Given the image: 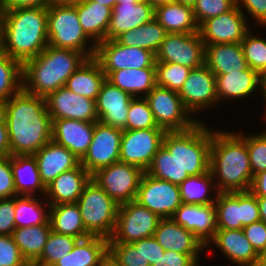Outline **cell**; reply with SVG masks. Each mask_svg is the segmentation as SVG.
Returning <instances> with one entry per match:
<instances>
[{"mask_svg": "<svg viewBox=\"0 0 266 266\" xmlns=\"http://www.w3.org/2000/svg\"><path fill=\"white\" fill-rule=\"evenodd\" d=\"M123 130L95 122L92 141L80 164L93 175L119 161Z\"/></svg>", "mask_w": 266, "mask_h": 266, "instance_id": "obj_17", "label": "cell"}, {"mask_svg": "<svg viewBox=\"0 0 266 266\" xmlns=\"http://www.w3.org/2000/svg\"><path fill=\"white\" fill-rule=\"evenodd\" d=\"M87 59L84 53L48 45L38 56L22 64V89L46 98L64 87Z\"/></svg>", "mask_w": 266, "mask_h": 266, "instance_id": "obj_4", "label": "cell"}, {"mask_svg": "<svg viewBox=\"0 0 266 266\" xmlns=\"http://www.w3.org/2000/svg\"><path fill=\"white\" fill-rule=\"evenodd\" d=\"M15 197L0 199V235H12L15 224Z\"/></svg>", "mask_w": 266, "mask_h": 266, "instance_id": "obj_55", "label": "cell"}, {"mask_svg": "<svg viewBox=\"0 0 266 266\" xmlns=\"http://www.w3.org/2000/svg\"><path fill=\"white\" fill-rule=\"evenodd\" d=\"M91 179L92 175L79 164L74 169L62 172L46 187L45 200L49 205L77 203Z\"/></svg>", "mask_w": 266, "mask_h": 266, "instance_id": "obj_27", "label": "cell"}, {"mask_svg": "<svg viewBox=\"0 0 266 266\" xmlns=\"http://www.w3.org/2000/svg\"><path fill=\"white\" fill-rule=\"evenodd\" d=\"M256 266H266V255H262L259 258V261L257 262Z\"/></svg>", "mask_w": 266, "mask_h": 266, "instance_id": "obj_67", "label": "cell"}, {"mask_svg": "<svg viewBox=\"0 0 266 266\" xmlns=\"http://www.w3.org/2000/svg\"><path fill=\"white\" fill-rule=\"evenodd\" d=\"M144 171L135 165L117 161L99 169L92 179L118 205L135 201Z\"/></svg>", "mask_w": 266, "mask_h": 266, "instance_id": "obj_11", "label": "cell"}, {"mask_svg": "<svg viewBox=\"0 0 266 266\" xmlns=\"http://www.w3.org/2000/svg\"><path fill=\"white\" fill-rule=\"evenodd\" d=\"M145 99L158 127L166 132L186 131L198 123L184 107L178 92L156 85Z\"/></svg>", "mask_w": 266, "mask_h": 266, "instance_id": "obj_9", "label": "cell"}, {"mask_svg": "<svg viewBox=\"0 0 266 266\" xmlns=\"http://www.w3.org/2000/svg\"><path fill=\"white\" fill-rule=\"evenodd\" d=\"M90 1H95L98 2L101 5H106L113 9L114 5L116 4V0H90Z\"/></svg>", "mask_w": 266, "mask_h": 266, "instance_id": "obj_65", "label": "cell"}, {"mask_svg": "<svg viewBox=\"0 0 266 266\" xmlns=\"http://www.w3.org/2000/svg\"><path fill=\"white\" fill-rule=\"evenodd\" d=\"M246 238L251 242L255 251L260 255H266V223L257 221L243 227Z\"/></svg>", "mask_w": 266, "mask_h": 266, "instance_id": "obj_53", "label": "cell"}, {"mask_svg": "<svg viewBox=\"0 0 266 266\" xmlns=\"http://www.w3.org/2000/svg\"><path fill=\"white\" fill-rule=\"evenodd\" d=\"M36 196L15 197L16 228L36 226L49 220V203L45 197L41 196L39 199L37 194Z\"/></svg>", "mask_w": 266, "mask_h": 266, "instance_id": "obj_40", "label": "cell"}, {"mask_svg": "<svg viewBox=\"0 0 266 266\" xmlns=\"http://www.w3.org/2000/svg\"><path fill=\"white\" fill-rule=\"evenodd\" d=\"M75 9L86 35L96 45L106 40L112 9L90 0L75 4Z\"/></svg>", "mask_w": 266, "mask_h": 266, "instance_id": "obj_31", "label": "cell"}, {"mask_svg": "<svg viewBox=\"0 0 266 266\" xmlns=\"http://www.w3.org/2000/svg\"><path fill=\"white\" fill-rule=\"evenodd\" d=\"M95 122L76 119L52 120V141L66 147L80 160L92 141Z\"/></svg>", "mask_w": 266, "mask_h": 266, "instance_id": "obj_22", "label": "cell"}, {"mask_svg": "<svg viewBox=\"0 0 266 266\" xmlns=\"http://www.w3.org/2000/svg\"><path fill=\"white\" fill-rule=\"evenodd\" d=\"M172 219L190 230L204 244L213 238L216 227L215 205L181 204Z\"/></svg>", "mask_w": 266, "mask_h": 266, "instance_id": "obj_23", "label": "cell"}, {"mask_svg": "<svg viewBox=\"0 0 266 266\" xmlns=\"http://www.w3.org/2000/svg\"><path fill=\"white\" fill-rule=\"evenodd\" d=\"M145 172L156 179L169 181L179 186L177 160L163 145L158 149Z\"/></svg>", "mask_w": 266, "mask_h": 266, "instance_id": "obj_45", "label": "cell"}, {"mask_svg": "<svg viewBox=\"0 0 266 266\" xmlns=\"http://www.w3.org/2000/svg\"><path fill=\"white\" fill-rule=\"evenodd\" d=\"M37 162L40 178L47 187L62 172L76 168L80 159L66 147L54 141L45 144L33 155Z\"/></svg>", "mask_w": 266, "mask_h": 266, "instance_id": "obj_25", "label": "cell"}, {"mask_svg": "<svg viewBox=\"0 0 266 266\" xmlns=\"http://www.w3.org/2000/svg\"><path fill=\"white\" fill-rule=\"evenodd\" d=\"M108 252L120 266H150L142 254V239L133 243H108Z\"/></svg>", "mask_w": 266, "mask_h": 266, "instance_id": "obj_47", "label": "cell"}, {"mask_svg": "<svg viewBox=\"0 0 266 266\" xmlns=\"http://www.w3.org/2000/svg\"><path fill=\"white\" fill-rule=\"evenodd\" d=\"M160 219L137 201L119 205L115 228L108 243H133L154 236Z\"/></svg>", "mask_w": 266, "mask_h": 266, "instance_id": "obj_10", "label": "cell"}, {"mask_svg": "<svg viewBox=\"0 0 266 266\" xmlns=\"http://www.w3.org/2000/svg\"><path fill=\"white\" fill-rule=\"evenodd\" d=\"M259 93L265 102L263 107H266V71L260 74ZM265 111H266V108L264 112Z\"/></svg>", "mask_w": 266, "mask_h": 266, "instance_id": "obj_60", "label": "cell"}, {"mask_svg": "<svg viewBox=\"0 0 266 266\" xmlns=\"http://www.w3.org/2000/svg\"><path fill=\"white\" fill-rule=\"evenodd\" d=\"M245 135V142L249 153L250 167L253 177L266 171V130Z\"/></svg>", "mask_w": 266, "mask_h": 266, "instance_id": "obj_48", "label": "cell"}, {"mask_svg": "<svg viewBox=\"0 0 266 266\" xmlns=\"http://www.w3.org/2000/svg\"><path fill=\"white\" fill-rule=\"evenodd\" d=\"M214 205L217 229L239 230L261 220L257 197L251 191L218 193Z\"/></svg>", "mask_w": 266, "mask_h": 266, "instance_id": "obj_8", "label": "cell"}, {"mask_svg": "<svg viewBox=\"0 0 266 266\" xmlns=\"http://www.w3.org/2000/svg\"><path fill=\"white\" fill-rule=\"evenodd\" d=\"M167 32L154 18L138 28L128 30L119 35L116 40L125 46H136L156 54Z\"/></svg>", "mask_w": 266, "mask_h": 266, "instance_id": "obj_39", "label": "cell"}, {"mask_svg": "<svg viewBox=\"0 0 266 266\" xmlns=\"http://www.w3.org/2000/svg\"><path fill=\"white\" fill-rule=\"evenodd\" d=\"M251 30L252 28L245 34L240 44L248 67L261 74L266 71V39Z\"/></svg>", "mask_w": 266, "mask_h": 266, "instance_id": "obj_43", "label": "cell"}, {"mask_svg": "<svg viewBox=\"0 0 266 266\" xmlns=\"http://www.w3.org/2000/svg\"><path fill=\"white\" fill-rule=\"evenodd\" d=\"M154 19L167 33L199 32L193 8L175 1L157 6L154 9Z\"/></svg>", "mask_w": 266, "mask_h": 266, "instance_id": "obj_32", "label": "cell"}, {"mask_svg": "<svg viewBox=\"0 0 266 266\" xmlns=\"http://www.w3.org/2000/svg\"><path fill=\"white\" fill-rule=\"evenodd\" d=\"M154 9L147 1L116 3L112 9L106 40H115L122 33L138 28L154 18Z\"/></svg>", "mask_w": 266, "mask_h": 266, "instance_id": "obj_28", "label": "cell"}, {"mask_svg": "<svg viewBox=\"0 0 266 266\" xmlns=\"http://www.w3.org/2000/svg\"><path fill=\"white\" fill-rule=\"evenodd\" d=\"M47 110L52 120L76 119L98 122L96 100L70 91L65 86L50 93L45 98Z\"/></svg>", "mask_w": 266, "mask_h": 266, "instance_id": "obj_19", "label": "cell"}, {"mask_svg": "<svg viewBox=\"0 0 266 266\" xmlns=\"http://www.w3.org/2000/svg\"><path fill=\"white\" fill-rule=\"evenodd\" d=\"M155 59L195 69L205 64V44L199 32L167 33Z\"/></svg>", "mask_w": 266, "mask_h": 266, "instance_id": "obj_14", "label": "cell"}, {"mask_svg": "<svg viewBox=\"0 0 266 266\" xmlns=\"http://www.w3.org/2000/svg\"><path fill=\"white\" fill-rule=\"evenodd\" d=\"M205 65L215 76L248 68L240 43L205 44Z\"/></svg>", "mask_w": 266, "mask_h": 266, "instance_id": "obj_29", "label": "cell"}, {"mask_svg": "<svg viewBox=\"0 0 266 266\" xmlns=\"http://www.w3.org/2000/svg\"><path fill=\"white\" fill-rule=\"evenodd\" d=\"M84 1L85 0H52L53 3L60 5H75Z\"/></svg>", "mask_w": 266, "mask_h": 266, "instance_id": "obj_63", "label": "cell"}, {"mask_svg": "<svg viewBox=\"0 0 266 266\" xmlns=\"http://www.w3.org/2000/svg\"><path fill=\"white\" fill-rule=\"evenodd\" d=\"M236 0H197L193 5V14L198 26L209 18L231 10Z\"/></svg>", "mask_w": 266, "mask_h": 266, "instance_id": "obj_49", "label": "cell"}, {"mask_svg": "<svg viewBox=\"0 0 266 266\" xmlns=\"http://www.w3.org/2000/svg\"><path fill=\"white\" fill-rule=\"evenodd\" d=\"M175 2L181 3L186 6L193 7L197 0H174Z\"/></svg>", "mask_w": 266, "mask_h": 266, "instance_id": "obj_66", "label": "cell"}, {"mask_svg": "<svg viewBox=\"0 0 266 266\" xmlns=\"http://www.w3.org/2000/svg\"><path fill=\"white\" fill-rule=\"evenodd\" d=\"M48 45L72 49L93 58L96 44L86 35L79 22L75 5H60L51 2L47 6Z\"/></svg>", "mask_w": 266, "mask_h": 266, "instance_id": "obj_6", "label": "cell"}, {"mask_svg": "<svg viewBox=\"0 0 266 266\" xmlns=\"http://www.w3.org/2000/svg\"><path fill=\"white\" fill-rule=\"evenodd\" d=\"M164 251L154 236L142 239V254L150 266L156 264L160 256L164 255Z\"/></svg>", "mask_w": 266, "mask_h": 266, "instance_id": "obj_56", "label": "cell"}, {"mask_svg": "<svg viewBox=\"0 0 266 266\" xmlns=\"http://www.w3.org/2000/svg\"><path fill=\"white\" fill-rule=\"evenodd\" d=\"M250 191L256 197H266V171L254 176Z\"/></svg>", "mask_w": 266, "mask_h": 266, "instance_id": "obj_59", "label": "cell"}, {"mask_svg": "<svg viewBox=\"0 0 266 266\" xmlns=\"http://www.w3.org/2000/svg\"><path fill=\"white\" fill-rule=\"evenodd\" d=\"M216 94L219 106L226 101L244 100L259 92L260 74L248 67L244 71L216 75ZM258 91V92H257Z\"/></svg>", "mask_w": 266, "mask_h": 266, "instance_id": "obj_24", "label": "cell"}, {"mask_svg": "<svg viewBox=\"0 0 266 266\" xmlns=\"http://www.w3.org/2000/svg\"><path fill=\"white\" fill-rule=\"evenodd\" d=\"M178 95L186 110L198 122H202V119H198L196 113L199 116L200 112H207L210 109L212 111L219 105L216 94V77L205 64L191 70Z\"/></svg>", "mask_w": 266, "mask_h": 266, "instance_id": "obj_12", "label": "cell"}, {"mask_svg": "<svg viewBox=\"0 0 266 266\" xmlns=\"http://www.w3.org/2000/svg\"><path fill=\"white\" fill-rule=\"evenodd\" d=\"M52 0H1V11L26 7H47Z\"/></svg>", "mask_w": 266, "mask_h": 266, "instance_id": "obj_57", "label": "cell"}, {"mask_svg": "<svg viewBox=\"0 0 266 266\" xmlns=\"http://www.w3.org/2000/svg\"><path fill=\"white\" fill-rule=\"evenodd\" d=\"M11 168L17 196H35L40 192L39 197H45L46 187L33 155H11Z\"/></svg>", "mask_w": 266, "mask_h": 266, "instance_id": "obj_30", "label": "cell"}, {"mask_svg": "<svg viewBox=\"0 0 266 266\" xmlns=\"http://www.w3.org/2000/svg\"><path fill=\"white\" fill-rule=\"evenodd\" d=\"M147 1L153 8H156L157 6L173 2L174 0H145Z\"/></svg>", "mask_w": 266, "mask_h": 266, "instance_id": "obj_64", "label": "cell"}, {"mask_svg": "<svg viewBox=\"0 0 266 266\" xmlns=\"http://www.w3.org/2000/svg\"><path fill=\"white\" fill-rule=\"evenodd\" d=\"M108 253V239L90 236L77 241L72 251L53 266H97Z\"/></svg>", "mask_w": 266, "mask_h": 266, "instance_id": "obj_35", "label": "cell"}, {"mask_svg": "<svg viewBox=\"0 0 266 266\" xmlns=\"http://www.w3.org/2000/svg\"><path fill=\"white\" fill-rule=\"evenodd\" d=\"M246 16L235 5L231 10L204 21L199 34L204 44L240 43L252 28Z\"/></svg>", "mask_w": 266, "mask_h": 266, "instance_id": "obj_18", "label": "cell"}, {"mask_svg": "<svg viewBox=\"0 0 266 266\" xmlns=\"http://www.w3.org/2000/svg\"><path fill=\"white\" fill-rule=\"evenodd\" d=\"M97 266H120L119 263L108 252Z\"/></svg>", "mask_w": 266, "mask_h": 266, "instance_id": "obj_62", "label": "cell"}, {"mask_svg": "<svg viewBox=\"0 0 266 266\" xmlns=\"http://www.w3.org/2000/svg\"><path fill=\"white\" fill-rule=\"evenodd\" d=\"M236 6L248 21L252 18L253 26L266 28V0H236Z\"/></svg>", "mask_w": 266, "mask_h": 266, "instance_id": "obj_51", "label": "cell"}, {"mask_svg": "<svg viewBox=\"0 0 266 266\" xmlns=\"http://www.w3.org/2000/svg\"><path fill=\"white\" fill-rule=\"evenodd\" d=\"M94 58L106 77L112 72L128 68H155V54L136 46H125L115 40H104L96 45Z\"/></svg>", "mask_w": 266, "mask_h": 266, "instance_id": "obj_13", "label": "cell"}, {"mask_svg": "<svg viewBox=\"0 0 266 266\" xmlns=\"http://www.w3.org/2000/svg\"><path fill=\"white\" fill-rule=\"evenodd\" d=\"M11 156L0 157V199L16 197Z\"/></svg>", "mask_w": 266, "mask_h": 266, "instance_id": "obj_52", "label": "cell"}, {"mask_svg": "<svg viewBox=\"0 0 266 266\" xmlns=\"http://www.w3.org/2000/svg\"><path fill=\"white\" fill-rule=\"evenodd\" d=\"M179 190L182 204L193 205L213 204L219 193L210 170L205 174L189 176L179 185Z\"/></svg>", "mask_w": 266, "mask_h": 266, "instance_id": "obj_38", "label": "cell"}, {"mask_svg": "<svg viewBox=\"0 0 266 266\" xmlns=\"http://www.w3.org/2000/svg\"><path fill=\"white\" fill-rule=\"evenodd\" d=\"M142 0H116V3H140Z\"/></svg>", "mask_w": 266, "mask_h": 266, "instance_id": "obj_68", "label": "cell"}, {"mask_svg": "<svg viewBox=\"0 0 266 266\" xmlns=\"http://www.w3.org/2000/svg\"><path fill=\"white\" fill-rule=\"evenodd\" d=\"M22 89V64L0 51V105Z\"/></svg>", "mask_w": 266, "mask_h": 266, "instance_id": "obj_41", "label": "cell"}, {"mask_svg": "<svg viewBox=\"0 0 266 266\" xmlns=\"http://www.w3.org/2000/svg\"><path fill=\"white\" fill-rule=\"evenodd\" d=\"M11 155H34L52 140V119L45 98L23 89L1 105Z\"/></svg>", "mask_w": 266, "mask_h": 266, "instance_id": "obj_1", "label": "cell"}, {"mask_svg": "<svg viewBox=\"0 0 266 266\" xmlns=\"http://www.w3.org/2000/svg\"><path fill=\"white\" fill-rule=\"evenodd\" d=\"M191 68L169 62H155L156 85L179 92Z\"/></svg>", "mask_w": 266, "mask_h": 266, "instance_id": "obj_44", "label": "cell"}, {"mask_svg": "<svg viewBox=\"0 0 266 266\" xmlns=\"http://www.w3.org/2000/svg\"><path fill=\"white\" fill-rule=\"evenodd\" d=\"M133 98L129 93L105 79L96 100L99 122L124 130Z\"/></svg>", "mask_w": 266, "mask_h": 266, "instance_id": "obj_21", "label": "cell"}, {"mask_svg": "<svg viewBox=\"0 0 266 266\" xmlns=\"http://www.w3.org/2000/svg\"><path fill=\"white\" fill-rule=\"evenodd\" d=\"M209 170L219 193L250 191L254 177L245 132L212 129Z\"/></svg>", "mask_w": 266, "mask_h": 266, "instance_id": "obj_3", "label": "cell"}, {"mask_svg": "<svg viewBox=\"0 0 266 266\" xmlns=\"http://www.w3.org/2000/svg\"><path fill=\"white\" fill-rule=\"evenodd\" d=\"M51 223L16 228L12 237L29 264H33L42 254L48 236L51 233Z\"/></svg>", "mask_w": 266, "mask_h": 266, "instance_id": "obj_37", "label": "cell"}, {"mask_svg": "<svg viewBox=\"0 0 266 266\" xmlns=\"http://www.w3.org/2000/svg\"><path fill=\"white\" fill-rule=\"evenodd\" d=\"M47 7H26L0 12V51L21 64L47 46Z\"/></svg>", "mask_w": 266, "mask_h": 266, "instance_id": "obj_2", "label": "cell"}, {"mask_svg": "<svg viewBox=\"0 0 266 266\" xmlns=\"http://www.w3.org/2000/svg\"><path fill=\"white\" fill-rule=\"evenodd\" d=\"M106 75L99 62L88 58L66 81L65 87L76 94L97 100Z\"/></svg>", "mask_w": 266, "mask_h": 266, "instance_id": "obj_33", "label": "cell"}, {"mask_svg": "<svg viewBox=\"0 0 266 266\" xmlns=\"http://www.w3.org/2000/svg\"><path fill=\"white\" fill-rule=\"evenodd\" d=\"M264 115H262V118L264 119L263 121H265L266 124V111L263 113ZM266 130V128H264Z\"/></svg>", "mask_w": 266, "mask_h": 266, "instance_id": "obj_69", "label": "cell"}, {"mask_svg": "<svg viewBox=\"0 0 266 266\" xmlns=\"http://www.w3.org/2000/svg\"><path fill=\"white\" fill-rule=\"evenodd\" d=\"M260 219L266 223V197H257Z\"/></svg>", "mask_w": 266, "mask_h": 266, "instance_id": "obj_61", "label": "cell"}, {"mask_svg": "<svg viewBox=\"0 0 266 266\" xmlns=\"http://www.w3.org/2000/svg\"><path fill=\"white\" fill-rule=\"evenodd\" d=\"M154 237L165 251L182 254H203L202 252H205V245L193 232L185 229L172 218L159 220Z\"/></svg>", "mask_w": 266, "mask_h": 266, "instance_id": "obj_26", "label": "cell"}, {"mask_svg": "<svg viewBox=\"0 0 266 266\" xmlns=\"http://www.w3.org/2000/svg\"><path fill=\"white\" fill-rule=\"evenodd\" d=\"M209 246H216L214 248H218L220 254L236 266H256L261 257L246 238L243 229H217L213 238L205 245L206 252Z\"/></svg>", "mask_w": 266, "mask_h": 266, "instance_id": "obj_20", "label": "cell"}, {"mask_svg": "<svg viewBox=\"0 0 266 266\" xmlns=\"http://www.w3.org/2000/svg\"><path fill=\"white\" fill-rule=\"evenodd\" d=\"M135 201L161 219L172 218L182 204L178 185L156 179L146 172L142 175Z\"/></svg>", "mask_w": 266, "mask_h": 266, "instance_id": "obj_16", "label": "cell"}, {"mask_svg": "<svg viewBox=\"0 0 266 266\" xmlns=\"http://www.w3.org/2000/svg\"><path fill=\"white\" fill-rule=\"evenodd\" d=\"M211 142L212 128L203 121L186 131L165 133L162 145L177 160L179 185L189 176L209 171Z\"/></svg>", "mask_w": 266, "mask_h": 266, "instance_id": "obj_5", "label": "cell"}, {"mask_svg": "<svg viewBox=\"0 0 266 266\" xmlns=\"http://www.w3.org/2000/svg\"><path fill=\"white\" fill-rule=\"evenodd\" d=\"M49 220L53 232L84 239L91 235L86 231L77 203L50 205Z\"/></svg>", "mask_w": 266, "mask_h": 266, "instance_id": "obj_36", "label": "cell"}, {"mask_svg": "<svg viewBox=\"0 0 266 266\" xmlns=\"http://www.w3.org/2000/svg\"><path fill=\"white\" fill-rule=\"evenodd\" d=\"M86 231L109 239L114 231L119 205L93 180L77 201Z\"/></svg>", "mask_w": 266, "mask_h": 266, "instance_id": "obj_7", "label": "cell"}, {"mask_svg": "<svg viewBox=\"0 0 266 266\" xmlns=\"http://www.w3.org/2000/svg\"><path fill=\"white\" fill-rule=\"evenodd\" d=\"M12 235H0V266H29Z\"/></svg>", "mask_w": 266, "mask_h": 266, "instance_id": "obj_50", "label": "cell"}, {"mask_svg": "<svg viewBox=\"0 0 266 266\" xmlns=\"http://www.w3.org/2000/svg\"><path fill=\"white\" fill-rule=\"evenodd\" d=\"M200 255L202 254H182L166 250L152 266H200Z\"/></svg>", "mask_w": 266, "mask_h": 266, "instance_id": "obj_54", "label": "cell"}, {"mask_svg": "<svg viewBox=\"0 0 266 266\" xmlns=\"http://www.w3.org/2000/svg\"><path fill=\"white\" fill-rule=\"evenodd\" d=\"M106 79L132 97H145L155 86V68L112 71Z\"/></svg>", "mask_w": 266, "mask_h": 266, "instance_id": "obj_34", "label": "cell"}, {"mask_svg": "<svg viewBox=\"0 0 266 266\" xmlns=\"http://www.w3.org/2000/svg\"><path fill=\"white\" fill-rule=\"evenodd\" d=\"M165 133L162 128L123 130L119 161L138 166L145 172L162 146Z\"/></svg>", "mask_w": 266, "mask_h": 266, "instance_id": "obj_15", "label": "cell"}, {"mask_svg": "<svg viewBox=\"0 0 266 266\" xmlns=\"http://www.w3.org/2000/svg\"><path fill=\"white\" fill-rule=\"evenodd\" d=\"M11 156L7 123L0 105V157Z\"/></svg>", "mask_w": 266, "mask_h": 266, "instance_id": "obj_58", "label": "cell"}, {"mask_svg": "<svg viewBox=\"0 0 266 266\" xmlns=\"http://www.w3.org/2000/svg\"><path fill=\"white\" fill-rule=\"evenodd\" d=\"M79 239L51 231L41 256L33 263L35 266H53L67 256Z\"/></svg>", "mask_w": 266, "mask_h": 266, "instance_id": "obj_42", "label": "cell"}, {"mask_svg": "<svg viewBox=\"0 0 266 266\" xmlns=\"http://www.w3.org/2000/svg\"><path fill=\"white\" fill-rule=\"evenodd\" d=\"M158 127L148 101L145 97H135L131 100L127 123L124 130H138Z\"/></svg>", "mask_w": 266, "mask_h": 266, "instance_id": "obj_46", "label": "cell"}]
</instances>
